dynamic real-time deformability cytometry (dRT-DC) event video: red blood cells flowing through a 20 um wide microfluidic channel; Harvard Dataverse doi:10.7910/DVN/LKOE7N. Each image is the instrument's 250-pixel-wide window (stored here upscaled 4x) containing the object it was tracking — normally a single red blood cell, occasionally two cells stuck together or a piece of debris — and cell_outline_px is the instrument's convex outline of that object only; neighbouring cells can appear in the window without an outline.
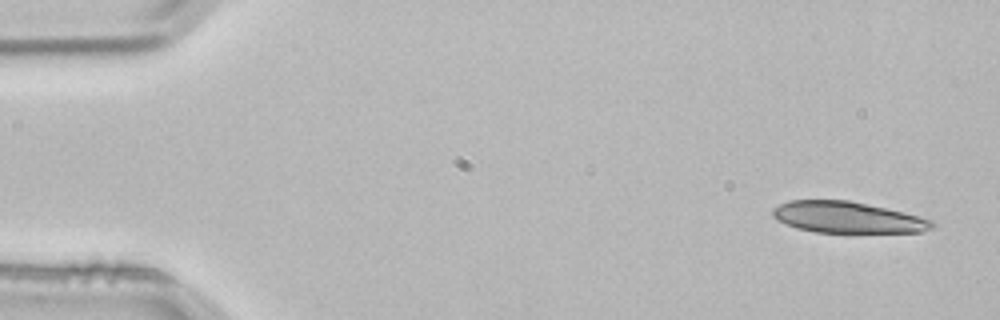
{"species": "common noctule bat (a hibernating species)", "species_latin": "Nyctalus noctula", "temperature_condition": "room temperature", "stored_images_in_passage": 4, "camera_frame_rate_fps": 3000, "um_per_image_px": 0.085, "animal": {"sex": "male", "body_mass_g": 21.5, "forearm_length_mm": 52.0}, "frame": {"image": 1, "passage_image": 1, "time_ms": 0.0, "image_size_px": [1000, 320], "cell_outline_px": [[936, 224], [932, 228], [924, 232], [816, 232], [796, 228], [784, 224], [776, 220], [772, 216], [772, 208], [788, 200], [848, 200], [904, 212], [932, 220]], "centroid_in_image_um": [72.0, 18.47], "position_along_channel_um": 13.0, "area_um2": 29.07}}
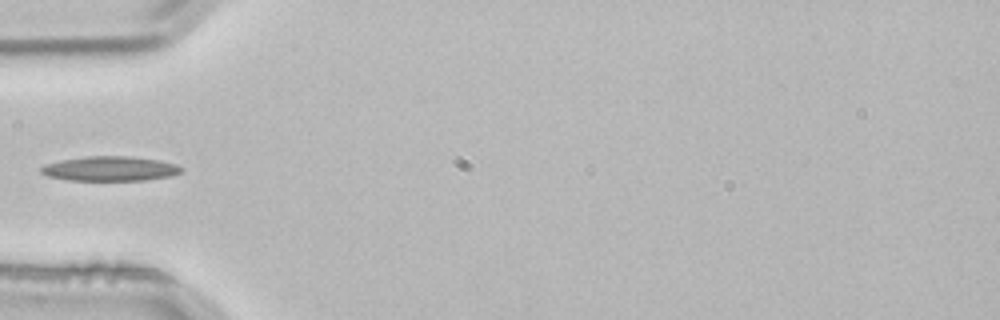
{"frame": {"image": 2, "passage_image": 4, "time_ms": 1.0, "image_size_px": [1000, 320], "cell_outline_px": [[184, 172], [172, 176], [144, 180], [68, 180], [48, 176], [40, 172], [40, 168], [44, 164], [60, 160], [88, 156], [128, 156], [160, 160], [176, 164], [184, 168]], "centroid_in_image_um": [9.39, 14.33], "position_along_channel_um": 75.6, "area_um2": 20.29}}